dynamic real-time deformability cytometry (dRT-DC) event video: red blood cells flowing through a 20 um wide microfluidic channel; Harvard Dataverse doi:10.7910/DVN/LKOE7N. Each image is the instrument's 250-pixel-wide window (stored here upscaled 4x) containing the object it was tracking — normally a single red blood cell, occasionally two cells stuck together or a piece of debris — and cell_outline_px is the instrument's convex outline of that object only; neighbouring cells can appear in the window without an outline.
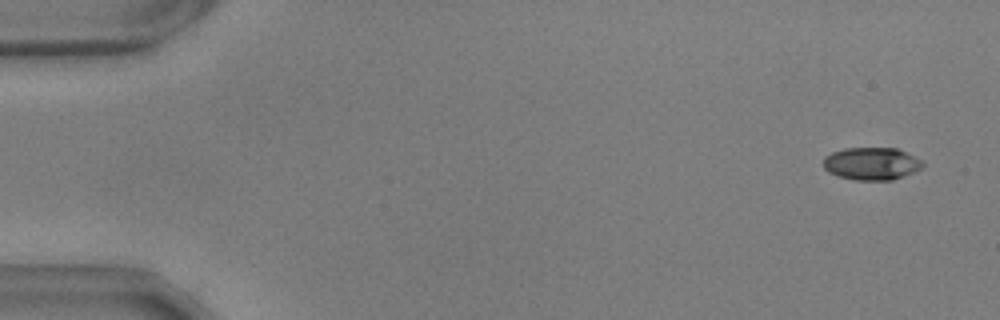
{"species": "common noctule bat (a hibernating species)", "species_latin": "Nyctalus noctula", "temperature_condition": "warm", "stored_images_in_passage": 39, "camera_frame_rate_fps": 3000, "um_per_image_px": 0.085, "animal": {"sex": "male", "body_mass_g": 17.9, "forearm_length_mm": 54.2}, "frame": {"image": 1, "passage_image": 3, "time_ms": 0.667, "image_size_px": [1000, 320], "cell_outline_px": [[924, 164], [920, 168], [912, 172], [892, 180], [852, 180], [828, 172], [824, 168], [824, 156], [832, 152], [844, 148], [896, 148], [924, 160]], "centroid_in_image_um": [74.07, 13.9], "position_along_channel_um": 10.9, "area_um2": 18.84}}
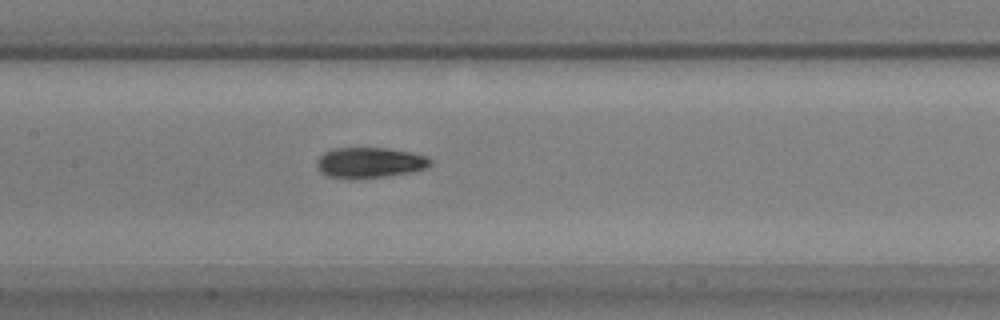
{"frame": {"image": 2, "passage_image": 27, "time_ms": 8.667, "image_size_px": [1000, 320], "cell_outline_px": [[432, 164], [424, 168], [412, 172], [384, 176], [352, 180], [344, 180], [328, 176], [320, 172], [316, 168], [316, 160], [324, 152], [332, 148], [388, 148], [412, 152], [428, 156], [432, 160]], "centroid_in_image_um": [31.39, 13.83], "position_along_channel_um": 176.0, "area_um2": 20.69}}
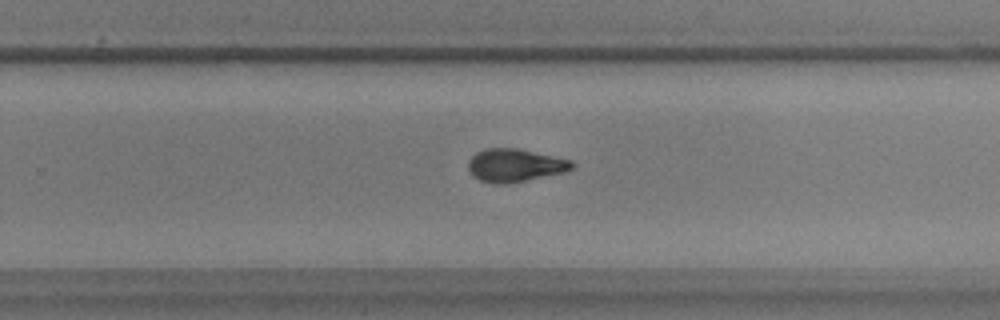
{"frame": {"image": 3, "passage_image": 36, "time_ms": 11.667, "image_size_px": [1000, 320], "cell_outline_px": [[576, 164], [568, 172], [508, 184], [496, 184], [480, 180], [472, 176], [468, 172], [468, 160], [476, 152], [484, 148], [516, 148], [572, 160]], "centroid_in_image_um": [43.77, 14.06], "position_along_channel_um": 286.0, "area_um2": 20.29}}